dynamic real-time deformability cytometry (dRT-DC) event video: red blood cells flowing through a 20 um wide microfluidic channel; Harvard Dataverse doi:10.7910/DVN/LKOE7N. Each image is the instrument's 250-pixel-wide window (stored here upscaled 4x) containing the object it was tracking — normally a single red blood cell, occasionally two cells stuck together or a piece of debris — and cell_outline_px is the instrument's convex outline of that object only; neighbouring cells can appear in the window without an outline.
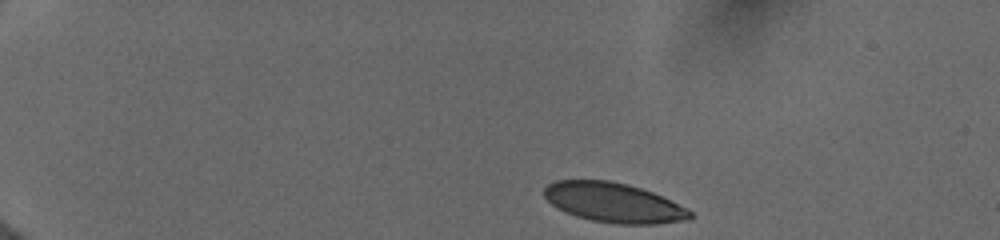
{"species": "human", "species_latin": "Homo sapiens", "temperature_condition": "cold", "stored_images_in_passage": 28, "camera_frame_rate_fps": 3000, "um_per_image_px": 0.085, "donor": {"sex": "female"}, "frame": {"image": 1, "passage_image": 1, "time_ms": 0.0, "image_size_px": [1000, 240], "cell_outline_px": [[692, 220], [656, 224], [616, 224], [592, 220], [576, 216], [564, 212], [556, 208], [544, 196], [544, 188], [548, 184], [556, 180], [608, 180], [628, 184], [652, 192], [688, 208], [692, 212]], "centroid_in_image_um": [52.18, 17.23], "position_along_channel_um": 32.8, "area_um2": 33.87}}
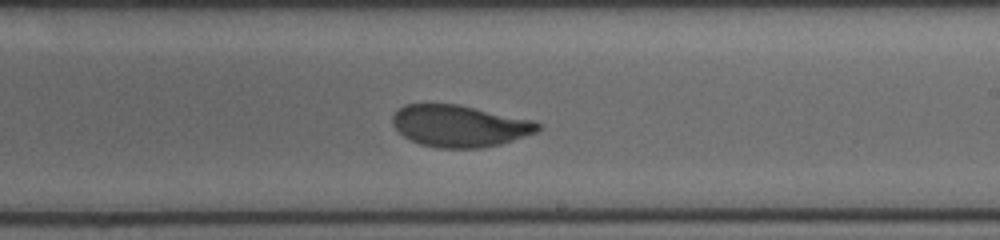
{"frame": {"image": 2, "passage_image": 16, "time_ms": 8.0, "image_size_px": [1000, 240], "cell_outline_px": [[540, 128], [536, 132], [500, 144], [480, 148], [436, 148], [420, 144], [404, 136], [392, 124], [392, 116], [404, 104], [456, 104], [532, 120], [540, 124]], "centroid_in_image_um": [39.03, 10.71], "position_along_channel_um": 250.0, "area_um2": 34.97}}
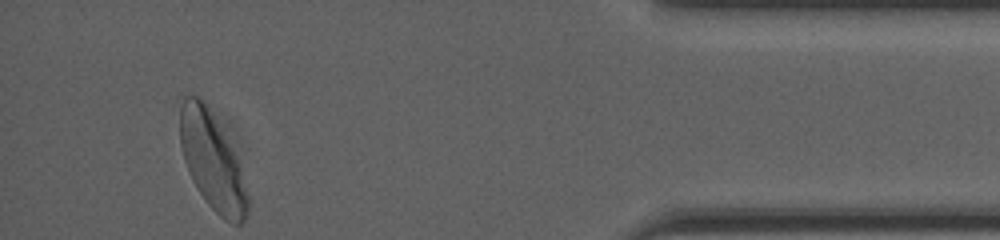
{"frame": {"image": 3, "passage_image": 28, "time_ms": 13.333, "image_size_px": [1000, 240], "cell_outline_px": [[248, 212], [244, 220], [240, 224], [232, 224], [224, 220], [208, 204], [192, 180], [188, 172], [184, 160], [180, 144], [180, 108], [184, 96], [200, 96], [232, 152], [240, 168], [248, 196]], "centroid_in_image_um": [18.0, 13.77], "position_along_channel_um": 417.2, "area_um2": 36.93}, "authors_computed_cell_mechanics": {"area_um2": 35.7782, "velocity_mm_per_s": 3.9428, "shape_relaxation_time_tau1_ms": 3.9485, "shape_relaxation_time_tau2_ms": null, "deformation_change_tau1": 0.1206, "deformation_change_tau2": null}}